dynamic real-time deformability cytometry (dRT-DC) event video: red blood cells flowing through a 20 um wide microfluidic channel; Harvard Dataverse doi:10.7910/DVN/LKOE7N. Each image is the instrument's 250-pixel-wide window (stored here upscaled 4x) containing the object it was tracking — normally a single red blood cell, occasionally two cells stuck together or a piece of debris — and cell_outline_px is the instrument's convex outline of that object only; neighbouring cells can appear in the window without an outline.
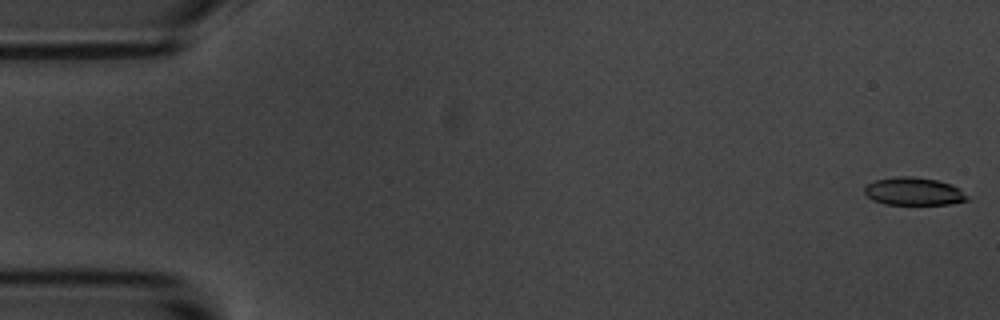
{"species": "common noctule bat (a hibernating species)", "species_latin": "Nyctalus noctula", "temperature_condition": "room temperature", "stored_images_in_passage": 9, "camera_frame_rate_fps": 3000, "um_per_image_px": 0.085, "animal": {"sex": "male", "body_mass_g": 20.1, "forearm_length_mm": 53.5}, "frame": {"image": 1, "passage_image": 1, "time_ms": 0.0, "image_size_px": [1000, 320], "cell_outline_px": [[968, 200], [948, 204], [884, 204], [872, 200], [864, 192], [864, 188], [868, 184], [876, 180], [900, 176], [908, 176], [936, 180], [952, 184], [960, 188], [968, 196]], "centroid_in_image_um": [77.68, 16.27], "position_along_channel_um": 7.3, "area_um2": 16.53}}
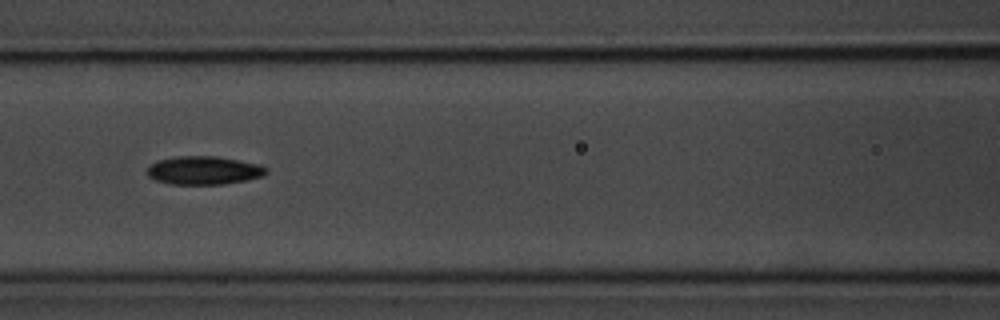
{"frame": {"image": 2, "passage_image": 8, "time_ms": 8.0, "image_size_px": [1000, 320], "cell_outline_px": [[268, 172], [264, 176], [248, 180], [224, 184], [168, 184], [156, 180], [148, 176], [148, 168], [152, 164], [160, 160], [176, 156], [216, 156], [260, 164], [268, 168]], "centroid_in_image_um": [17.38, 14.49], "position_along_channel_um": 149.2, "area_um2": 19.71}}
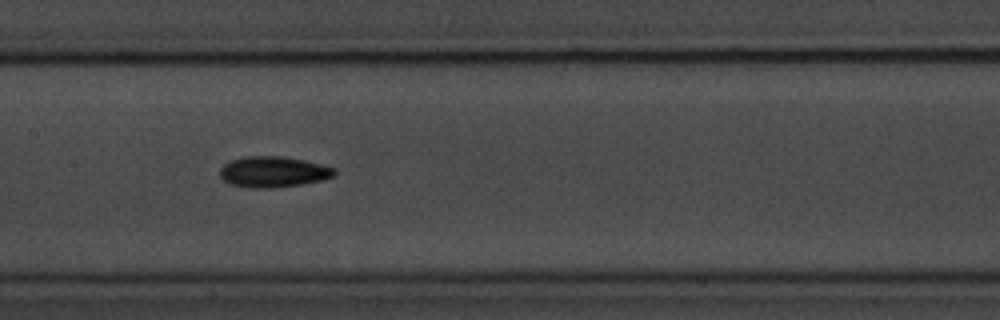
{"frame": {"image": 3, "passage_image": 9, "time_ms": 9.0, "image_size_px": [1000, 320], "cell_outline_px": [[336, 176], [324, 180], [300, 184], [272, 188], [248, 188], [228, 184], [220, 176], [220, 168], [224, 164], [232, 160], [244, 156], [280, 156], [304, 160], [336, 168]], "centroid_in_image_um": [23.23, 14.61], "position_along_channel_um": 184.2, "area_um2": 20.75}}